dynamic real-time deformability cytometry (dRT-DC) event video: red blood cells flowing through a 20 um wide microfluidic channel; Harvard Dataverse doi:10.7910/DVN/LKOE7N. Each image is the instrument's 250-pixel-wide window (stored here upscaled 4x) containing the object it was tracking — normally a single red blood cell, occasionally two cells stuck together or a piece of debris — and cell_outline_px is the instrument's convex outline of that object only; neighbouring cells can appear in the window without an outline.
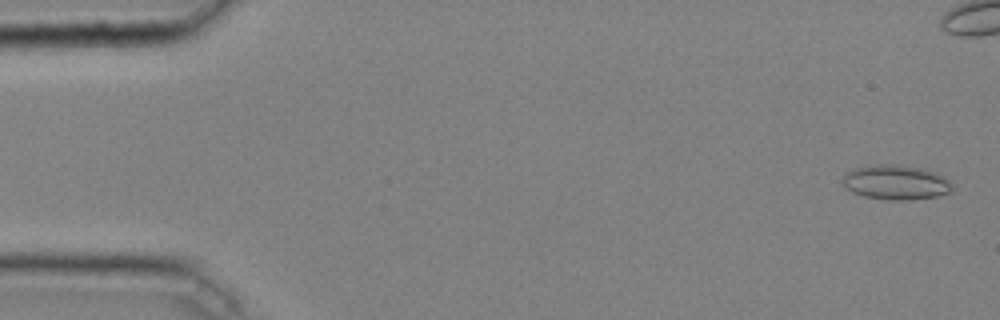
{"species": "common noctule bat (a hibernating species)", "species_latin": "Nyctalus noctula", "temperature_condition": "cold", "stored_images_in_passage": 40, "camera_frame_rate_fps": 3000, "um_per_image_px": 0.085, "animal": {"sex": "male", "body_mass_g": 20.4}, "frame": {"image": 1, "passage_image": 2, "time_ms": 0.333, "image_size_px": [1000, 320], "cell_outline_px": [[952, 192], [936, 196], [908, 200], [892, 200], [864, 196], [852, 192], [840, 180], [844, 172], [852, 168], [876, 164], [896, 164], [920, 168], [936, 172], [944, 176], [952, 184]], "centroid_in_image_um": [76.12, 15.48], "position_along_channel_um": 8.9, "area_um2": 22.31}}
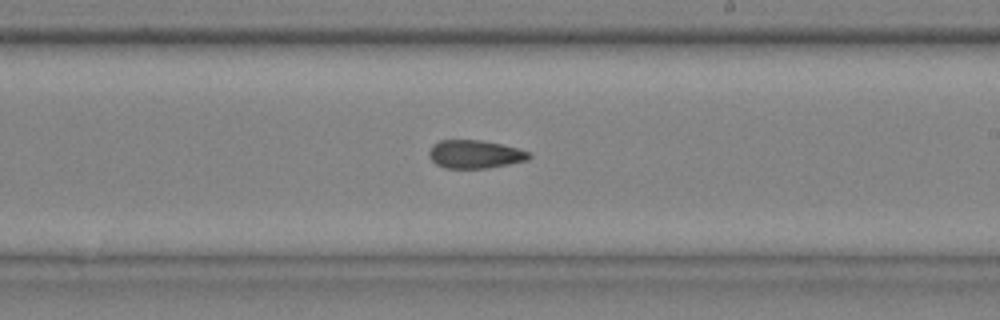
{"frame": {"image": 2, "passage_image": 29, "time_ms": 9.333, "image_size_px": [1000, 320], "cell_outline_px": [[532, 156], [528, 160], [488, 168], [444, 168], [436, 164], [428, 156], [428, 152], [432, 144], [440, 140], [480, 140], [500, 144], [532, 152]], "centroid_in_image_um": [40.36, 13.11], "position_along_channel_um": 248.6, "area_um2": 16.53}}
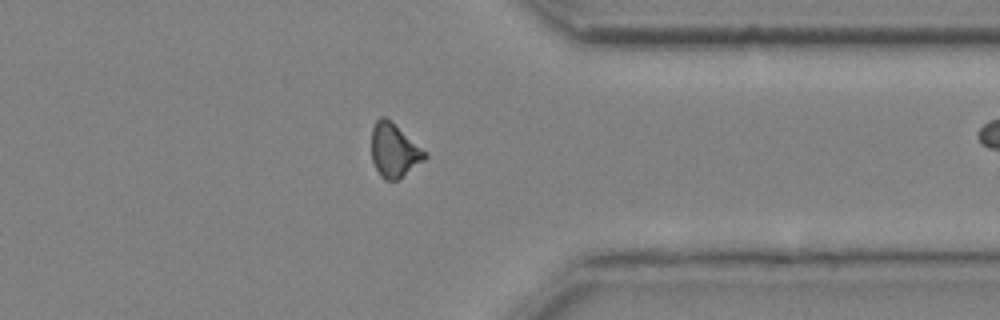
{"frame": {"image": 3, "passage_image": 39, "time_ms": 12.667, "image_size_px": [1000, 320], "cell_outline_px": [[428, 156], [424, 160], [396, 180], [384, 180], [380, 176], [372, 160], [372, 128], [376, 120], [380, 116], [384, 116], [428, 152]], "centroid_in_image_um": [33.5, 12.78], "position_along_channel_um": 377.9, "area_um2": 16.47}}